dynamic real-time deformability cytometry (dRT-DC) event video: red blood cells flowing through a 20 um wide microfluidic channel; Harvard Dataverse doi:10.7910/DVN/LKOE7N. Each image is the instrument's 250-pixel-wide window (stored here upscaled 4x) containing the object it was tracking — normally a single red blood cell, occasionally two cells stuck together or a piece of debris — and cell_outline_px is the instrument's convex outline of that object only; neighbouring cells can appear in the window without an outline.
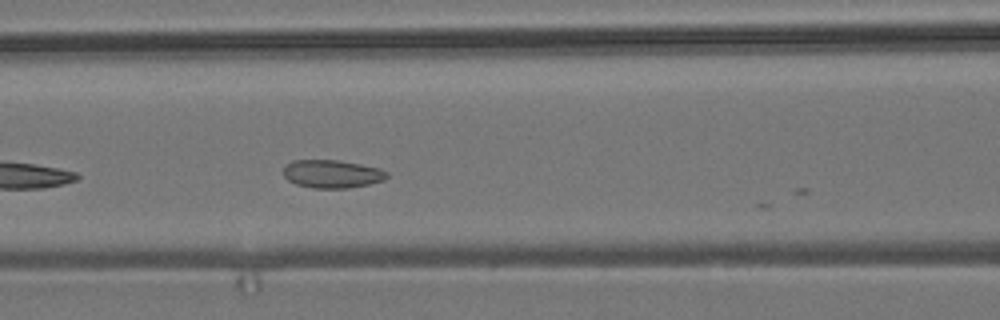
{"species": "common noctule bat (a hibernating species)", "species_latin": "Nyctalus noctula", "temperature_condition": "room temperature", "stored_images_in_passage": 8, "camera_frame_rate_fps": 3000, "um_per_image_px": 0.085, "animal": {"sex": "male", "body_mass_g": 19.2, "forearm_length_mm": 51.8}, "frame": {"image": 1, "passage_image": 7, "time_ms": 2.0, "image_size_px": [1000, 320], "cell_outline_px": [[388, 176], [384, 180], [368, 184], [348, 188], [312, 188], [296, 184], [288, 180], [284, 176], [284, 168], [292, 160], [336, 160], [360, 164], [380, 168], [388, 172]], "centroid_in_image_um": [28.23, 14.78], "position_along_channel_um": 138.4, "area_um2": 16.88}}